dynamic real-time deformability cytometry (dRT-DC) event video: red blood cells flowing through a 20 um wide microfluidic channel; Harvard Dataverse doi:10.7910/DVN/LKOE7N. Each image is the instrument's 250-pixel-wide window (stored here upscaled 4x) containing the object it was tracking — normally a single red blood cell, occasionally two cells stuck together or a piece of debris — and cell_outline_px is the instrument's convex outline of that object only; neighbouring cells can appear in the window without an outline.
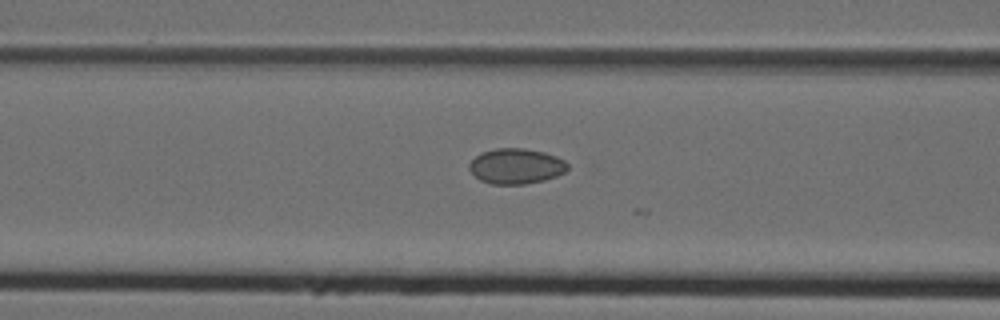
{"species": "Egyptian fruit bat (a non-hibernating species)", "species_latin": "Rousettus aegyptiacus", "temperature_condition": "cold", "stored_images_in_passage": 25, "camera_frame_rate_fps": 3000, "um_per_image_px": 0.085, "animal": {"sex": "female"}, "frame": {"image": 1, "passage_image": 21, "time_ms": 6.667, "image_size_px": [1000, 320], "cell_outline_px": [[568, 168], [564, 172], [556, 176], [544, 180], [524, 184], [492, 184], [480, 180], [468, 168], [468, 164], [480, 152], [496, 148], [524, 148], [544, 152], [556, 156], [564, 160], [568, 164]], "centroid_in_image_um": [43.86, 14.11], "position_along_channel_um": 122.7, "area_um2": 20.29}}
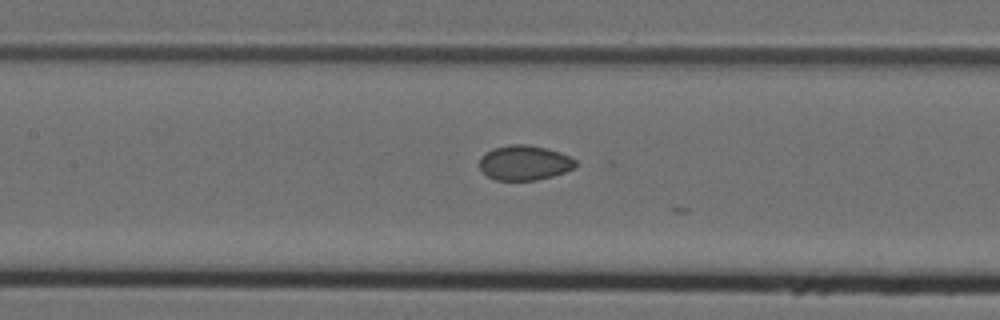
{"frame": {"image": 2, "passage_image": 24, "time_ms": 7.667, "image_size_px": [1000, 320], "cell_outline_px": [[576, 164], [572, 168], [564, 172], [552, 176], [536, 180], [496, 180], [488, 176], [480, 168], [480, 156], [492, 148], [512, 144], [528, 144], [560, 152], [576, 160]], "centroid_in_image_um": [44.55, 13.83], "position_along_channel_um": 162.9, "area_um2": 19.36}}